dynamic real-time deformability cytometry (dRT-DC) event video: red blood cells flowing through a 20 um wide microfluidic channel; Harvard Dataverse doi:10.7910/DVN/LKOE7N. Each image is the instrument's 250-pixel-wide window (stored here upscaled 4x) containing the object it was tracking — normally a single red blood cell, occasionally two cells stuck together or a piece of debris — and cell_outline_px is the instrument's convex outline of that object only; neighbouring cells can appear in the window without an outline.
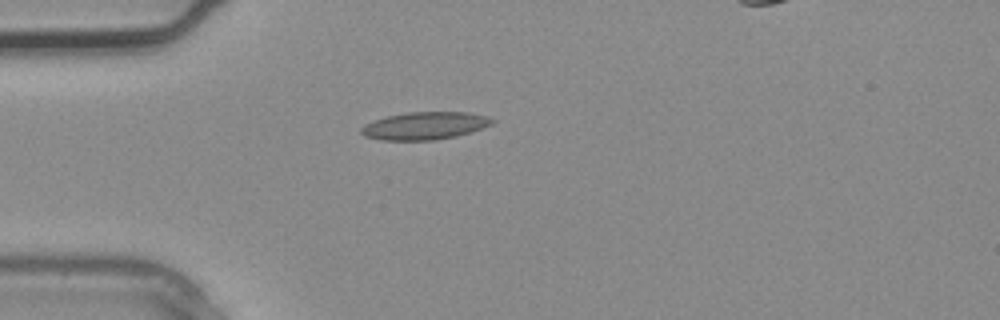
{"species": "common noctule bat (a hibernating species)", "species_latin": "Nyctalus noctula", "temperature_condition": "warm", "stored_images_in_passage": 2, "camera_frame_rate_fps": 3000, "um_per_image_px": 0.085, "animal": {"sex": "male", "body_mass_g": 20.4}, "frame": {"image": 1, "passage_image": 2, "time_ms": 0.333, "image_size_px": [1000, 320], "cell_outline_px": [[496, 120], [492, 124], [484, 128], [456, 136], [432, 140], [380, 140], [364, 136], [360, 132], [360, 128], [364, 124], [388, 116], [408, 112], [468, 112], [488, 116]], "centroid_in_image_um": [36.13, 10.69], "position_along_channel_um": 48.9, "area_um2": 21.1}}